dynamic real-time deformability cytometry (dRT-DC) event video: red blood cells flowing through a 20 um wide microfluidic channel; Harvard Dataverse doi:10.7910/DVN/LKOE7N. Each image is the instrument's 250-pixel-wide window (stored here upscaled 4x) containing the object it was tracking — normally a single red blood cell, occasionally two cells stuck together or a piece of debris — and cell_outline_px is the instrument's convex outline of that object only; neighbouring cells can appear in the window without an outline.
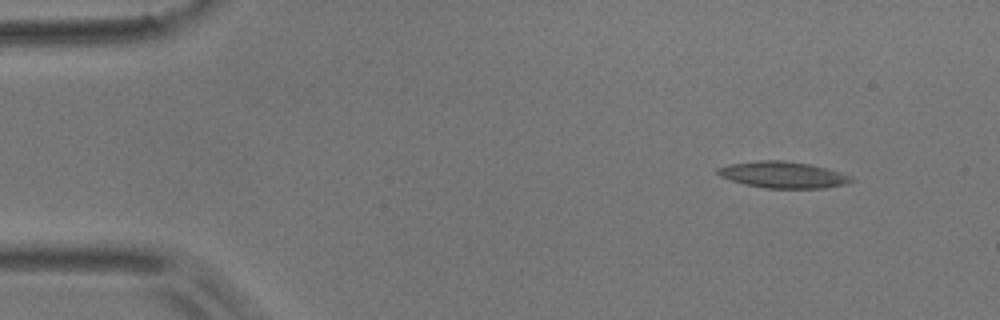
{"species": "common noctule bat (a hibernating species)", "species_latin": "Nyctalus noctula", "temperature_condition": "room temperature", "stored_images_in_passage": 3, "camera_frame_rate_fps": 3000, "um_per_image_px": 0.085, "animal": {"sex": "male", "body_mass_g": 17.9}, "frame": {"image": 1, "passage_image": 1, "time_ms": 0.0, "image_size_px": [1000, 320], "cell_outline_px": [[856, 180], [848, 184], [824, 188], [764, 188], [744, 184], [720, 176], [716, 172], [716, 168], [728, 164], [760, 160], [784, 160], [808, 164], [824, 168], [852, 176]], "centroid_in_image_um": [66.55, 14.86], "position_along_channel_um": 18.4, "area_um2": 20.58}}